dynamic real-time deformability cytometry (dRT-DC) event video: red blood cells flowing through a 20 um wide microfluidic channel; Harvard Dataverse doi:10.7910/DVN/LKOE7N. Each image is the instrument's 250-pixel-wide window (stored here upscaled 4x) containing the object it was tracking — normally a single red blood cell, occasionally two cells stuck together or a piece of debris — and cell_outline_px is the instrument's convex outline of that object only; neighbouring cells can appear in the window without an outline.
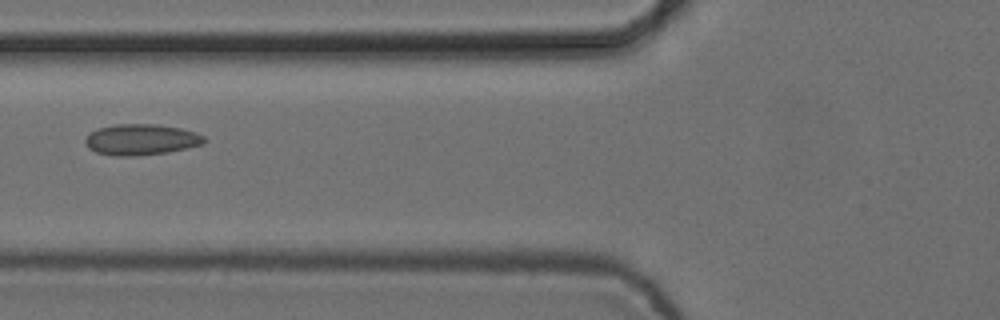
{"species": "common noctule bat (a hibernating species)", "species_latin": "Nyctalus noctula", "temperature_condition": "cold", "stored_images_in_passage": 6, "camera_frame_rate_fps": 3000, "um_per_image_px": 0.085, "animal": {"sex": "female", "body_mass_g": 24.6, "forearm_length_mm": 56.2}, "frame": {"image": 1, "passage_image": 6, "time_ms": 1.667, "image_size_px": [1000, 320], "cell_outline_px": [[208, 140], [204, 144], [168, 152], [136, 156], [116, 156], [96, 152], [88, 148], [84, 140], [92, 132], [100, 128], [116, 124], [160, 124], [180, 128], [204, 136]], "centroid_in_image_um": [12.02, 11.87], "position_along_channel_um": 113.8, "area_um2": 21.39}}